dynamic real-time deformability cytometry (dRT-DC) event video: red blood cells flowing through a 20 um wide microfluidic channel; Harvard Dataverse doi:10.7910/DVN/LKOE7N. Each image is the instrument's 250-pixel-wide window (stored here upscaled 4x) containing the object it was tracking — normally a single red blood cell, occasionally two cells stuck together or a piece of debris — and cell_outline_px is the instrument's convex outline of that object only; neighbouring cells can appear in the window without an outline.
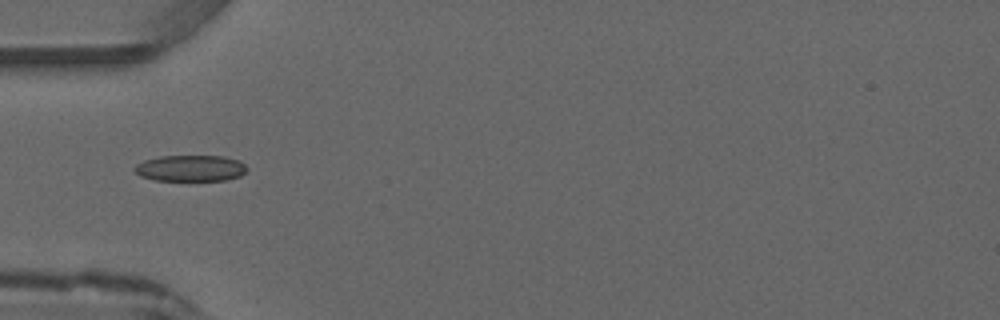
{"species": "common noctule bat (a hibernating species)", "species_latin": "Nyctalus noctula", "temperature_condition": "warm", "stored_images_in_passage": 3, "camera_frame_rate_fps": 3000, "um_per_image_px": 0.085, "animal": {"sex": "male", "forearm_length_mm": 52.5}, "frame": {"image": 1, "passage_image": 3, "time_ms": 2.667, "image_size_px": [1000, 320], "cell_outline_px": [[248, 168], [240, 176], [224, 180], [156, 180], [140, 176], [132, 168], [136, 164], [144, 160], [160, 156], [224, 156], [240, 160]], "centroid_in_image_um": [16.19, 14.29], "position_along_channel_um": 68.8, "area_um2": 17.17}}